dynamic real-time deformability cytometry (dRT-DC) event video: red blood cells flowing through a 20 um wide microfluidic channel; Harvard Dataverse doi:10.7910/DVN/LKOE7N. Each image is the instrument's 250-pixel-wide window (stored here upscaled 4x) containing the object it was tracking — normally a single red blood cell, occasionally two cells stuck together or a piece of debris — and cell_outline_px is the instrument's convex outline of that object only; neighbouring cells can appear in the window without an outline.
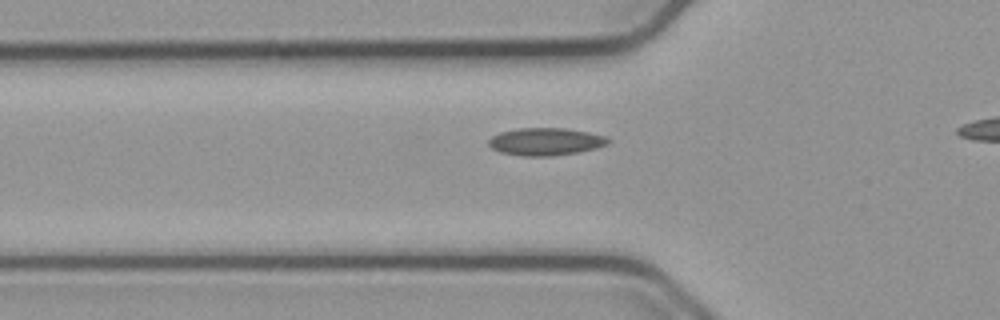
{"species": "common noctule bat (a hibernating species)", "species_latin": "Nyctalus noctula", "temperature_condition": "cold", "stored_images_in_passage": 38, "camera_frame_rate_fps": 3000, "um_per_image_px": 0.085, "animal": {"sex": "male", "body_mass_g": 23.1, "forearm_length_mm": 52.7}, "frame": {"image": 1, "passage_image": 12, "time_ms": 3.667, "image_size_px": [1000, 320], "cell_outline_px": [[612, 140], [608, 144], [596, 148], [576, 152], [552, 156], [524, 156], [500, 152], [492, 148], [488, 144], [488, 140], [492, 136], [500, 132], [520, 128], [564, 128], [588, 132], [608, 136]], "centroid_in_image_um": [46.4, 12.03], "position_along_channel_um": 79.4, "area_um2": 19.19}}
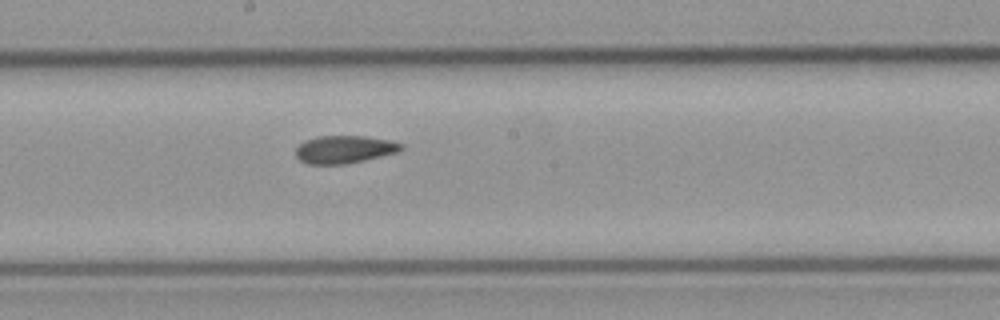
{"frame": {"image": 2, "passage_image": 23, "time_ms": 7.333, "image_size_px": [1000, 320], "cell_outline_px": [[404, 148], [396, 152], [364, 160], [344, 164], [308, 164], [300, 160], [296, 156], [296, 148], [304, 140], [316, 136], [364, 136], [388, 140], [404, 144]], "centroid_in_image_um": [29.24, 12.69], "position_along_channel_um": 219.0, "area_um2": 16.94}}
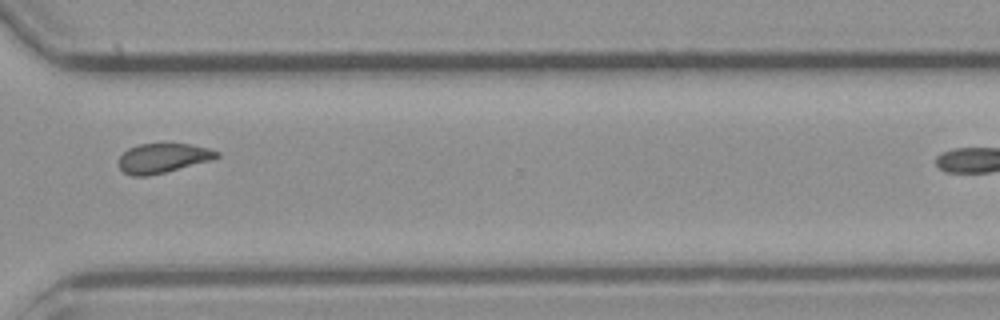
{"frame": {"image": 3, "passage_image": 34, "time_ms": 11.0, "image_size_px": [1000, 320], "cell_outline_px": [[220, 156], [212, 160], [148, 176], [132, 176], [124, 172], [120, 168], [120, 156], [128, 148], [140, 144], [188, 144], [208, 148], [220, 152]], "centroid_in_image_um": [13.86, 13.44], "position_along_channel_um": 356.7, "area_um2": 16.65}}